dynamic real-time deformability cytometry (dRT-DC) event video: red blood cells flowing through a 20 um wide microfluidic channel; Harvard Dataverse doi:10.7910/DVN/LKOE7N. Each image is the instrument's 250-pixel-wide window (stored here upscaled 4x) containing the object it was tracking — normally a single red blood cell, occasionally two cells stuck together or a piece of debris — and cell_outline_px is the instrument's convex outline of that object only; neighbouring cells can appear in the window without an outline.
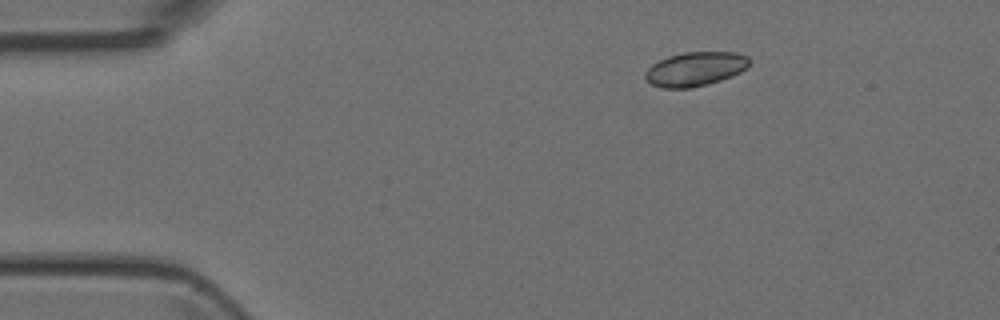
{"species": "Egyptian fruit bat (a non-hibernating species)", "species_latin": "Rousettus aegyptiacus", "temperature_condition": "room temperature", "stored_images_in_passage": 4, "camera_frame_rate_fps": 3000, "um_per_image_px": 0.085, "animal": {"sex": "female"}, "frame": {"image": 1, "passage_image": 2, "time_ms": 2.0, "image_size_px": [1000, 320], "cell_outline_px": [[748, 68], [732, 76], [708, 84], [692, 88], [660, 88], [652, 84], [644, 76], [644, 72], [652, 64], [668, 56], [684, 52], [736, 52], [748, 56]], "centroid_in_image_um": [59.09, 5.86], "position_along_channel_um": 25.9, "area_um2": 20.75}}
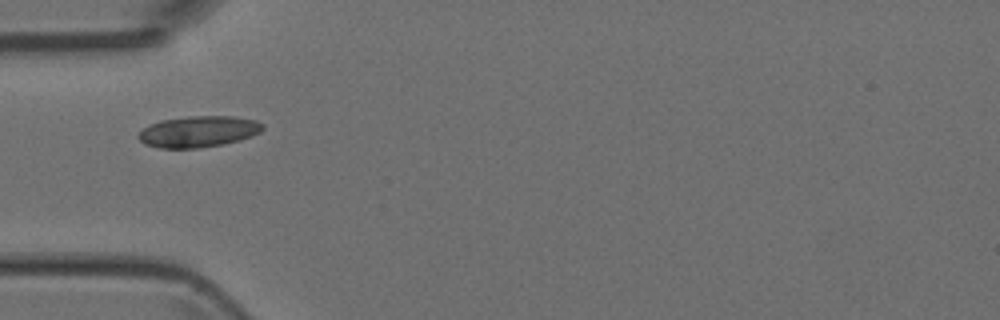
{"frame": {"image": 2, "passage_image": 4, "time_ms": 4.667, "image_size_px": [1000, 320], "cell_outline_px": [[264, 128], [260, 132], [252, 136], [240, 140], [224, 144], [200, 148], [160, 148], [144, 144], [136, 136], [148, 124], [160, 120], [188, 116], [232, 116], [256, 120], [264, 124]], "centroid_in_image_um": [16.87, 11.18], "position_along_channel_um": 68.1, "area_um2": 22.83}}